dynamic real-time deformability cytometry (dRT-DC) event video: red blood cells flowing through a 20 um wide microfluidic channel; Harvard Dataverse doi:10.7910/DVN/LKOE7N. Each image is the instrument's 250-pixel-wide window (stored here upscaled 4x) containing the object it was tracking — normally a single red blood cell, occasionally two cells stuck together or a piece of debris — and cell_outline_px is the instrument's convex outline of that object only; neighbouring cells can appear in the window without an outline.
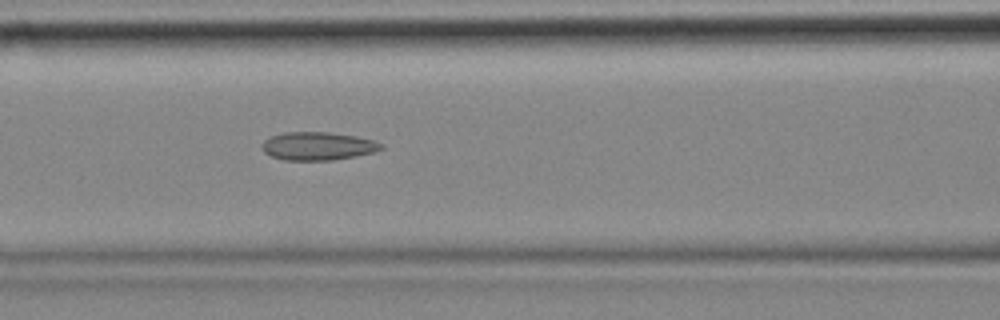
{"species": "common noctule bat (a hibernating species)", "species_latin": "Nyctalus noctula", "temperature_condition": "cold", "stored_images_in_passage": 5, "camera_frame_rate_fps": 3000, "um_per_image_px": 0.085, "animal": {"sex": "female", "body_mass_g": 18.4}, "frame": {"image": 1, "passage_image": 4, "time_ms": 1.0, "image_size_px": [1000, 320], "cell_outline_px": [[384, 148], [372, 152], [332, 160], [284, 160], [272, 156], [264, 152], [260, 144], [264, 140], [272, 136], [284, 132], [328, 132], [356, 136], [372, 140], [384, 144]], "centroid_in_image_um": [26.99, 12.41], "position_along_channel_um": 139.6, "area_um2": 19.42}}